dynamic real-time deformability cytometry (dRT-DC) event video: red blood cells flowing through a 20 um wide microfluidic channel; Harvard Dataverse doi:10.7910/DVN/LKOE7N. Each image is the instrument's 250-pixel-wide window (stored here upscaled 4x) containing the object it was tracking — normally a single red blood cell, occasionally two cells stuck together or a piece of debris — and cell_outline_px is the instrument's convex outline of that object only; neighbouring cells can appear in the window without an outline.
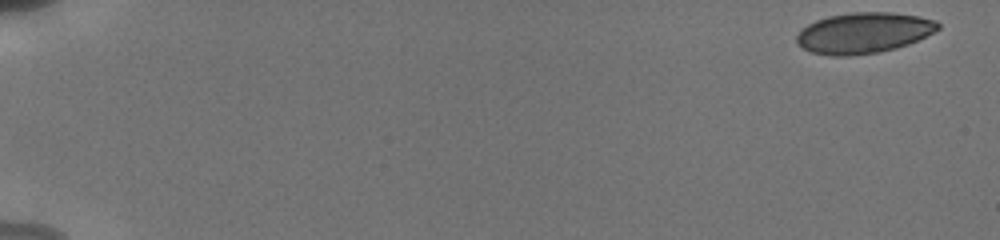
{"species": "human", "species_latin": "Homo sapiens", "temperature_condition": "cold", "stored_images_in_passage": 12, "camera_frame_rate_fps": 3000, "um_per_image_px": 0.085, "donor": {"sex": "male"}, "frame": {"image": 1, "passage_image": 1, "time_ms": 0.0, "image_size_px": [1000, 240], "cell_outline_px": [[940, 28], [908, 44], [896, 48], [876, 52], [848, 56], [832, 56], [812, 52], [804, 48], [796, 40], [796, 36], [808, 24], [816, 20], [828, 16], [852, 12], [892, 12], [920, 16], [936, 20], [940, 24]], "centroid_in_image_um": [73.42, 2.78], "position_along_channel_um": 11.6, "area_um2": 33.29}}
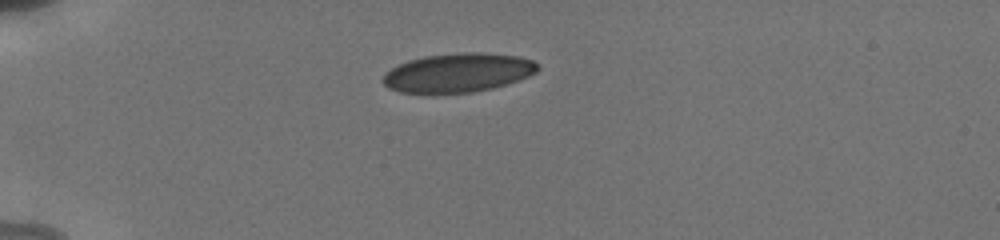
{"frame": {"image": 2, "passage_image": 9, "time_ms": 4.667, "image_size_px": [1000, 240], "cell_outline_px": [[540, 68], [536, 72], [528, 76], [492, 88], [472, 92], [436, 96], [400, 92], [388, 88], [380, 80], [392, 68], [408, 60], [424, 56], [464, 52], [480, 52], [516, 56], [532, 60]], "centroid_in_image_um": [38.86, 6.22], "position_along_channel_um": 46.1, "area_um2": 35.6}}
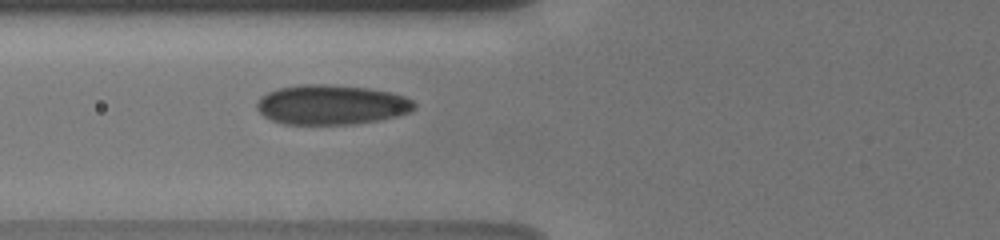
{"frame": {"image": 3, "passage_image": 12, "time_ms": 7.0, "image_size_px": [1000, 240], "cell_outline_px": [[416, 108], [412, 112], [380, 120], [352, 124], [284, 124], [272, 120], [264, 116], [256, 108], [256, 100], [260, 96], [268, 92], [280, 88], [300, 84], [324, 84], [368, 88], [388, 92], [404, 96], [412, 100], [416, 104]], "centroid_in_image_um": [28.16, 8.9], "position_along_channel_um": 97.6, "area_um2": 36.59}}